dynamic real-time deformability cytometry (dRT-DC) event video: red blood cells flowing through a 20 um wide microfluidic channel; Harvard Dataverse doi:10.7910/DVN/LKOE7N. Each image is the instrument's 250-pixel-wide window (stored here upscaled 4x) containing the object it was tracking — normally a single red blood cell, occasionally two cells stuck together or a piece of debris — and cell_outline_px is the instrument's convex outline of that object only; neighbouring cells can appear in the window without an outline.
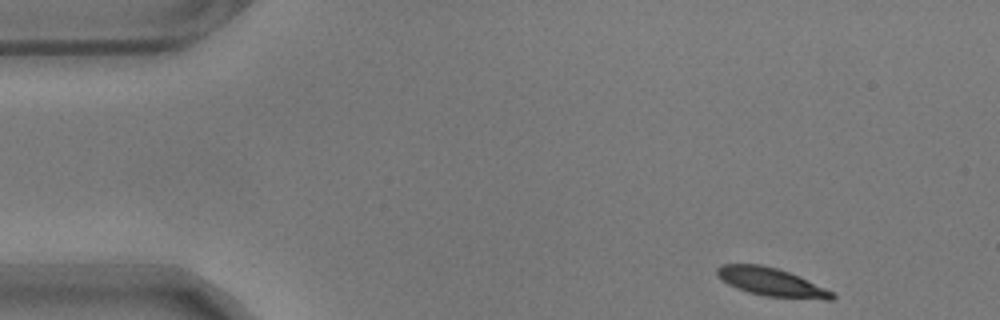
{"species": "common noctule bat (a hibernating species)", "species_latin": "Nyctalus noctula", "temperature_condition": "warm", "stored_images_in_passage": 52, "camera_frame_rate_fps": 3000, "um_per_image_px": 0.085, "animal": {"sex": "male", "body_mass_g": 17.9}, "frame": {"image": 1, "passage_image": 1, "time_ms": 0.0, "image_size_px": [1000, 320], "cell_outline_px": [[836, 296], [832, 300], [824, 300], [764, 296], [748, 292], [736, 288], [720, 280], [716, 272], [716, 268], [720, 264], [760, 264], [776, 268], [788, 272], [836, 292]], "centroid_in_image_um": [65.57, 23.99], "position_along_channel_um": 19.4, "area_um2": 19.13}}
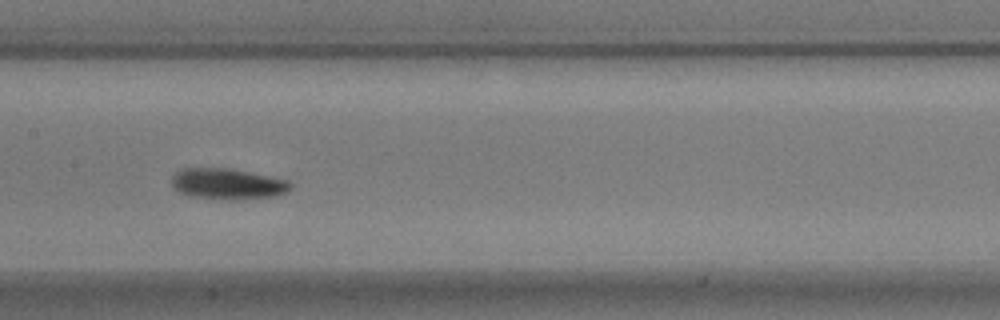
{"frame": {"image": 2, "passage_image": 23, "time_ms": 7.333, "image_size_px": [1000, 320], "cell_outline_px": [[292, 188], [276, 196], [232, 200], [188, 196], [172, 188], [172, 176], [180, 168], [232, 168], [288, 180], [292, 184]], "centroid_in_image_um": [19.32, 15.62], "position_along_channel_um": 188.1, "area_um2": 21.56}}
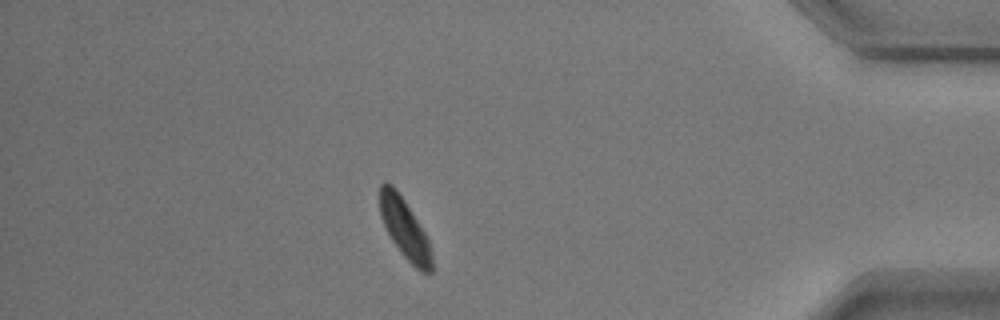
{"frame": {"image": 3, "passage_image": 45, "time_ms": 14.667, "image_size_px": [1000, 320], "cell_outline_px": [[432, 272], [420, 272], [400, 252], [392, 240], [380, 216], [380, 184], [384, 180], [392, 184], [396, 188], [404, 200], [424, 232], [428, 240], [432, 256]], "centroid_in_image_um": [34.38, 19.41], "position_along_channel_um": 400.8, "area_um2": 17.86}, "authors_computed_cell_mechanics": {"area_um2": 19.6809, "velocity_mm_per_s": 3.48, "shape_relaxation_time_tau1_ms": 2.4722, "shape_relaxation_time_tau2_ms": 8.8503, "deformation_change_tau1": 0.1177, "deformation_change_tau2": 0.1405}}